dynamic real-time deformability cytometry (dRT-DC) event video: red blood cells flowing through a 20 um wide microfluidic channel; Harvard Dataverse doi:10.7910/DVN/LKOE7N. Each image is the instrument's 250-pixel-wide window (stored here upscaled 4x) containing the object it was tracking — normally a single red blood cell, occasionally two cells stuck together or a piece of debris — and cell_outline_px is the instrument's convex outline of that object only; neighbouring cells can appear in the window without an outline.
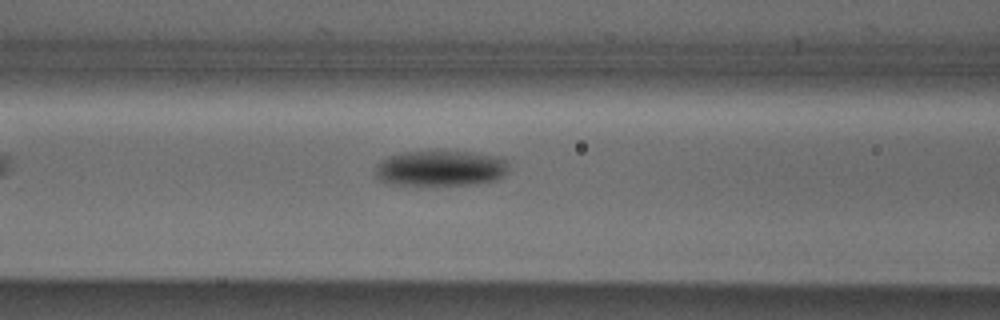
{"species": "Egyptian fruit bat (a non-hibernating species)", "species_latin": "Rousettus aegyptiacus", "temperature_condition": "cold", "stored_images_in_passage": 27, "camera_frame_rate_fps": 3000, "um_per_image_px": 0.085, "animal": {"sex": "male"}, "frame": {"image": 1, "passage_image": 6, "time_ms": 1.667, "image_size_px": [1000, 320], "cell_outline_px": [[508, 160], [504, 172], [500, 176], [492, 180], [468, 184], [392, 184], [380, 180], [376, 176], [376, 164], [388, 156], [404, 152], [432, 148], [472, 152], [496, 156]], "centroid_in_image_um": [37.38, 14.24], "position_along_channel_um": 129.2, "area_um2": 27.86}}
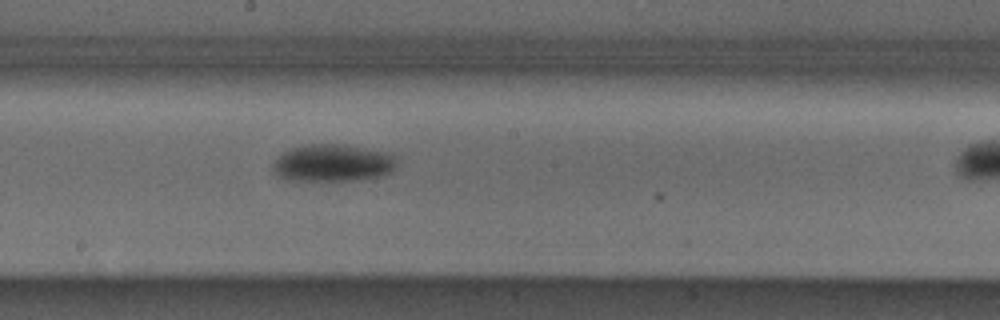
{"frame": {"image": 2, "passage_image": 13, "time_ms": 4.0, "image_size_px": [1000, 320], "cell_outline_px": [[396, 168], [392, 172], [380, 176], [352, 180], [292, 180], [280, 176], [272, 168], [272, 164], [284, 152], [292, 148], [308, 144], [344, 144], [388, 152], [396, 156]], "centroid_in_image_um": [28.35, 13.84], "position_along_channel_um": 219.9, "area_um2": 26.76}}
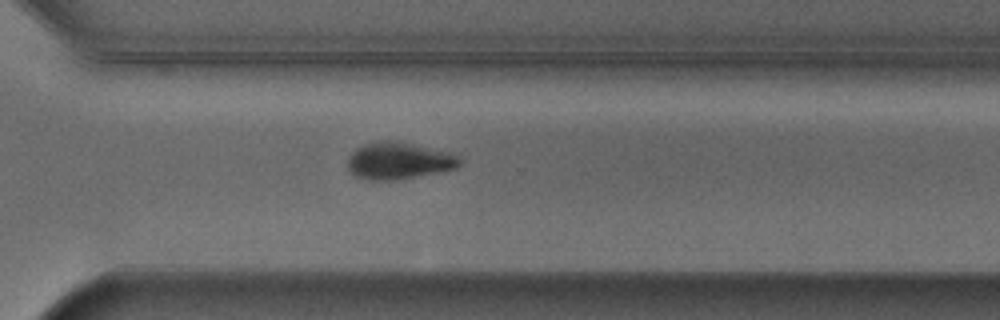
{"frame": {"image": 3, "passage_image": 22, "time_ms": 7.0, "image_size_px": [1000, 320], "cell_outline_px": [[460, 164], [456, 168], [396, 180], [368, 180], [356, 176], [348, 168], [348, 156], [356, 148], [364, 144], [388, 140], [396, 140], [448, 152], [460, 156]], "centroid_in_image_um": [33.87, 13.66], "position_along_channel_um": 336.7, "area_um2": 23.87}}